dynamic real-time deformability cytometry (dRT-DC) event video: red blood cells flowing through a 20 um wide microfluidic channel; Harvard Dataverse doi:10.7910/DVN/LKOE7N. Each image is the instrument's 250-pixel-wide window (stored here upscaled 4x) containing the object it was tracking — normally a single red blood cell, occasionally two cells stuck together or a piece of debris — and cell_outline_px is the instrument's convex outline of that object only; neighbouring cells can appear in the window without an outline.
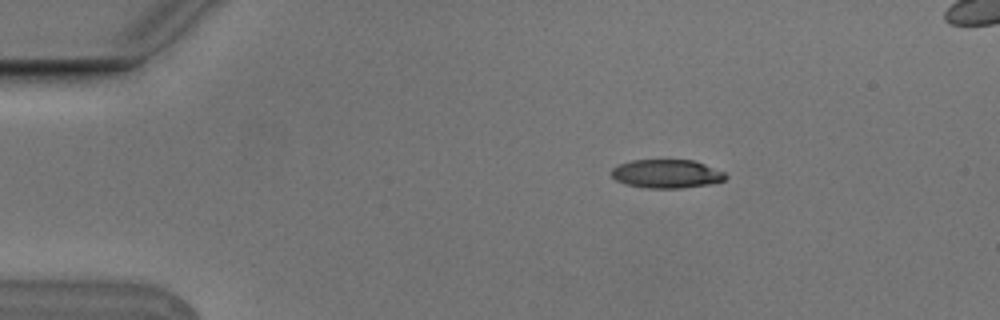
{"species": "Egyptian fruit bat (a non-hibernating species)", "species_latin": "Rousettus aegyptiacus", "temperature_condition": "cold", "stored_images_in_passage": 4, "segment_of_instrument_passage": [1, 2], "camera_frame_rate_fps": 3000, "um_per_image_px": 0.085, "animal": {"sex": "male"}, "frame": {"image": 1, "passage_image": 1, "time_ms": 0.0, "image_size_px": [1000, 320], "cell_outline_px": [[728, 176], [724, 180], [712, 184], [680, 188], [648, 188], [624, 184], [616, 180], [612, 176], [612, 168], [620, 164], [632, 160], [692, 160], [704, 164], [724, 172]], "centroid_in_image_um": [56.67, 14.78], "position_along_channel_um": 28.3, "area_um2": 18.96}}